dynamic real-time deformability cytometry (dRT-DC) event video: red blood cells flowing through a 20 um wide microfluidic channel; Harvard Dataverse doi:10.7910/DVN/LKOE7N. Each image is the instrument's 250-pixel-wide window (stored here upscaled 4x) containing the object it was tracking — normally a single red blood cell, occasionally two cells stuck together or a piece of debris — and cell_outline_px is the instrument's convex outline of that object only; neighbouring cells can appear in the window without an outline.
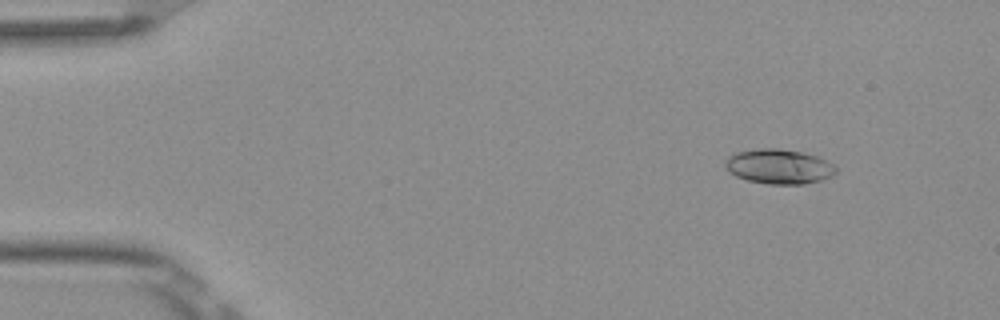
{"species": "Egyptian fruit bat (a non-hibernating species)", "species_latin": "Rousettus aegyptiacus", "temperature_condition": "room temperature", "stored_images_in_passage": 5, "camera_frame_rate_fps": 3000, "um_per_image_px": 0.085, "frame": {"image": 1, "passage_image": 2, "time_ms": 0.333, "image_size_px": [1000, 320], "cell_outline_px": [[836, 172], [832, 176], [820, 180], [804, 184], [772, 184], [748, 180], [736, 176], [728, 172], [724, 164], [728, 156], [736, 152], [756, 148], [780, 148], [804, 152], [816, 156], [832, 164], [836, 168]], "centroid_in_image_um": [66.18, 14.14], "position_along_channel_um": 18.8, "area_um2": 22.43}}
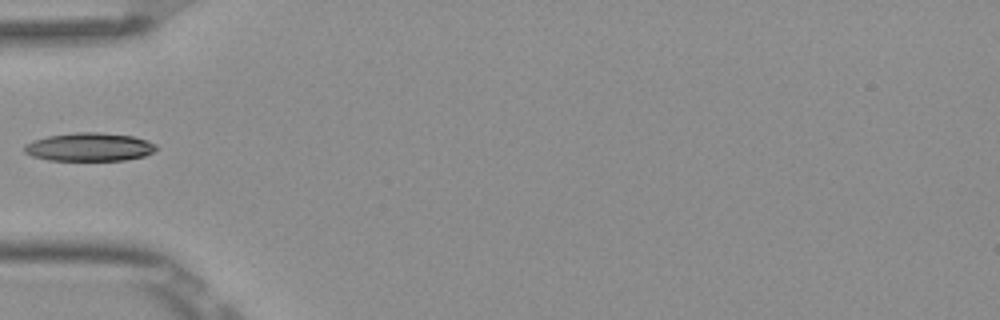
{"frame": {"image": 2, "passage_image": 5, "time_ms": 1.333, "image_size_px": [1000, 320], "cell_outline_px": [[160, 148], [144, 156], [124, 160], [48, 160], [32, 156], [24, 152], [24, 144], [48, 136], [76, 132], [100, 132], [132, 136], [148, 140], [156, 144]], "centroid_in_image_um": [7.63, 12.49], "position_along_channel_um": 77.4, "area_um2": 21.79}}